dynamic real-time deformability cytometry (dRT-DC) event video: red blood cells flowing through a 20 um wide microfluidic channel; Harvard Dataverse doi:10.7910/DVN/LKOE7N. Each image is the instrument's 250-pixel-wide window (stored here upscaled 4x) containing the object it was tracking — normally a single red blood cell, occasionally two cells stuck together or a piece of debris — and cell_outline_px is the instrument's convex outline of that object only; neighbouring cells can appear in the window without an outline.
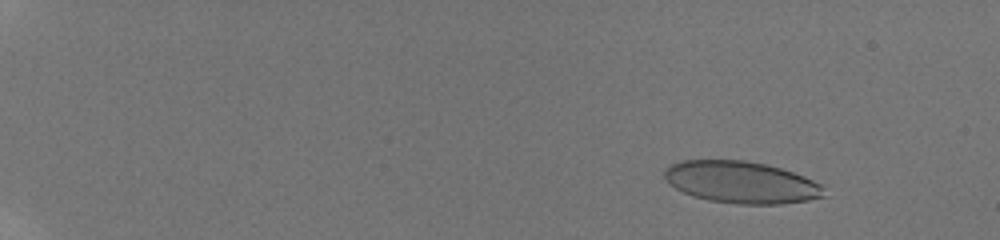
{"species": "human", "species_latin": "Homo sapiens", "temperature_condition": "room temperature", "stored_images_in_passage": 15, "camera_frame_rate_fps": 3000, "um_per_image_px": 0.085, "donor": {"sex": "male"}, "frame": {"image": 1, "passage_image": 6, "time_ms": 2.0, "image_size_px": [1000, 240], "cell_outline_px": [[824, 196], [808, 200], [780, 204], [736, 204], [708, 200], [692, 196], [668, 184], [664, 176], [664, 172], [672, 164], [684, 160], [744, 160], [764, 164], [780, 168], [792, 172], [812, 180], [820, 184], [824, 188]], "centroid_in_image_um": [62.98, 15.5], "position_along_channel_um": 22.0, "area_um2": 38.73}}
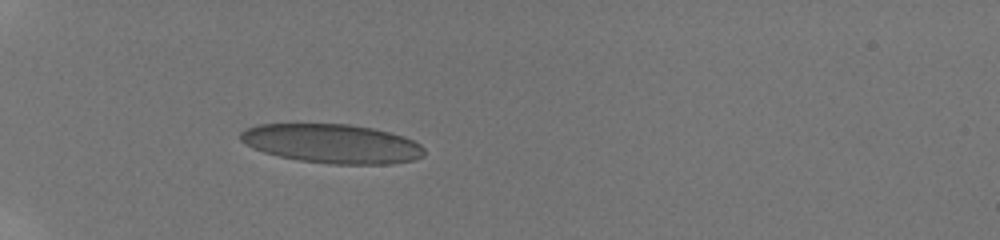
{"frame": {"image": 2, "passage_image": 15, "time_ms": 6.333, "image_size_px": [1000, 240], "cell_outline_px": [[424, 156], [412, 160], [392, 164], [328, 164], [300, 160], [280, 156], [264, 152], [252, 148], [240, 140], [240, 132], [248, 128], [260, 124], [348, 124], [372, 128], [404, 136], [420, 144], [424, 148]], "centroid_in_image_um": [28.24, 12.21], "position_along_channel_um": 56.8, "area_um2": 41.79}}